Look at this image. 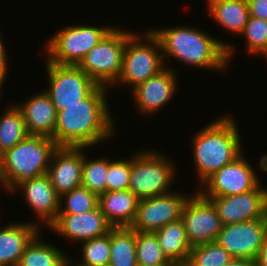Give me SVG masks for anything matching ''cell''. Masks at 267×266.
Listing matches in <instances>:
<instances>
[{
	"label": "cell",
	"mask_w": 267,
	"mask_h": 266,
	"mask_svg": "<svg viewBox=\"0 0 267 266\" xmlns=\"http://www.w3.org/2000/svg\"><path fill=\"white\" fill-rule=\"evenodd\" d=\"M107 90L97 85L80 103L57 112L54 141L58 146L90 149L116 135Z\"/></svg>",
	"instance_id": "1"
},
{
	"label": "cell",
	"mask_w": 267,
	"mask_h": 266,
	"mask_svg": "<svg viewBox=\"0 0 267 266\" xmlns=\"http://www.w3.org/2000/svg\"><path fill=\"white\" fill-rule=\"evenodd\" d=\"M155 28V29H154ZM149 29L159 39L166 67L169 61L179 60L184 66L196 69H209L219 72L226 70L231 57L236 53L235 46L204 32L192 25H175ZM157 28V29H156ZM235 51V53H234ZM233 53V54H232ZM172 58V59H169ZM165 59H168L167 61ZM168 65V66H167Z\"/></svg>",
	"instance_id": "2"
},
{
	"label": "cell",
	"mask_w": 267,
	"mask_h": 266,
	"mask_svg": "<svg viewBox=\"0 0 267 266\" xmlns=\"http://www.w3.org/2000/svg\"><path fill=\"white\" fill-rule=\"evenodd\" d=\"M219 117L199 129L191 139L193 164L197 171L199 187L217 170L244 152L235 117L229 113Z\"/></svg>",
	"instance_id": "3"
},
{
	"label": "cell",
	"mask_w": 267,
	"mask_h": 266,
	"mask_svg": "<svg viewBox=\"0 0 267 266\" xmlns=\"http://www.w3.org/2000/svg\"><path fill=\"white\" fill-rule=\"evenodd\" d=\"M57 148L52 138L29 135L6 150L3 153L1 187L8 194L20 182L47 174Z\"/></svg>",
	"instance_id": "4"
},
{
	"label": "cell",
	"mask_w": 267,
	"mask_h": 266,
	"mask_svg": "<svg viewBox=\"0 0 267 266\" xmlns=\"http://www.w3.org/2000/svg\"><path fill=\"white\" fill-rule=\"evenodd\" d=\"M155 149L140 148L131 154V175L128 189L139 200L155 197L172 191L176 173V162L167 154ZM176 174V175H175Z\"/></svg>",
	"instance_id": "5"
},
{
	"label": "cell",
	"mask_w": 267,
	"mask_h": 266,
	"mask_svg": "<svg viewBox=\"0 0 267 266\" xmlns=\"http://www.w3.org/2000/svg\"><path fill=\"white\" fill-rule=\"evenodd\" d=\"M143 32L144 35L135 31L126 40L122 71L112 87L122 84L132 90L166 68L159 39L150 29Z\"/></svg>",
	"instance_id": "6"
},
{
	"label": "cell",
	"mask_w": 267,
	"mask_h": 266,
	"mask_svg": "<svg viewBox=\"0 0 267 266\" xmlns=\"http://www.w3.org/2000/svg\"><path fill=\"white\" fill-rule=\"evenodd\" d=\"M114 26L69 25L60 28L45 43V58L58 65L77 66Z\"/></svg>",
	"instance_id": "7"
},
{
	"label": "cell",
	"mask_w": 267,
	"mask_h": 266,
	"mask_svg": "<svg viewBox=\"0 0 267 266\" xmlns=\"http://www.w3.org/2000/svg\"><path fill=\"white\" fill-rule=\"evenodd\" d=\"M116 26L77 65L97 85L112 88L122 71L126 40L134 33Z\"/></svg>",
	"instance_id": "8"
},
{
	"label": "cell",
	"mask_w": 267,
	"mask_h": 266,
	"mask_svg": "<svg viewBox=\"0 0 267 266\" xmlns=\"http://www.w3.org/2000/svg\"><path fill=\"white\" fill-rule=\"evenodd\" d=\"M48 83L45 91L50 96L55 109L64 110L67 106L80 103L97 84L78 66L58 65L44 59Z\"/></svg>",
	"instance_id": "9"
},
{
	"label": "cell",
	"mask_w": 267,
	"mask_h": 266,
	"mask_svg": "<svg viewBox=\"0 0 267 266\" xmlns=\"http://www.w3.org/2000/svg\"><path fill=\"white\" fill-rule=\"evenodd\" d=\"M248 159L242 153L234 161L217 170L197 190L204 197H225L256 189L261 184L260 177Z\"/></svg>",
	"instance_id": "10"
},
{
	"label": "cell",
	"mask_w": 267,
	"mask_h": 266,
	"mask_svg": "<svg viewBox=\"0 0 267 266\" xmlns=\"http://www.w3.org/2000/svg\"><path fill=\"white\" fill-rule=\"evenodd\" d=\"M193 192L181 215L191 247L216 241L223 226L213 202L197 189Z\"/></svg>",
	"instance_id": "11"
},
{
	"label": "cell",
	"mask_w": 267,
	"mask_h": 266,
	"mask_svg": "<svg viewBox=\"0 0 267 266\" xmlns=\"http://www.w3.org/2000/svg\"><path fill=\"white\" fill-rule=\"evenodd\" d=\"M172 190L151 198L141 199L137 214L130 226L137 232H156L168 223L181 218L183 207L191 193Z\"/></svg>",
	"instance_id": "12"
},
{
	"label": "cell",
	"mask_w": 267,
	"mask_h": 266,
	"mask_svg": "<svg viewBox=\"0 0 267 266\" xmlns=\"http://www.w3.org/2000/svg\"><path fill=\"white\" fill-rule=\"evenodd\" d=\"M267 234V219L223 225L216 242L233 258L256 260Z\"/></svg>",
	"instance_id": "13"
},
{
	"label": "cell",
	"mask_w": 267,
	"mask_h": 266,
	"mask_svg": "<svg viewBox=\"0 0 267 266\" xmlns=\"http://www.w3.org/2000/svg\"><path fill=\"white\" fill-rule=\"evenodd\" d=\"M225 197H205L215 205L222 225L267 219V187Z\"/></svg>",
	"instance_id": "14"
},
{
	"label": "cell",
	"mask_w": 267,
	"mask_h": 266,
	"mask_svg": "<svg viewBox=\"0 0 267 266\" xmlns=\"http://www.w3.org/2000/svg\"><path fill=\"white\" fill-rule=\"evenodd\" d=\"M16 191H20L27 207L38 217L36 225L42 232L43 227L47 229L56 220L60 208V196L52 186L48 174L20 182L10 194Z\"/></svg>",
	"instance_id": "15"
},
{
	"label": "cell",
	"mask_w": 267,
	"mask_h": 266,
	"mask_svg": "<svg viewBox=\"0 0 267 266\" xmlns=\"http://www.w3.org/2000/svg\"><path fill=\"white\" fill-rule=\"evenodd\" d=\"M177 75L176 69L166 67L157 75L150 77L130 90L131 97H133V102L140 115L153 116L172 101V97L179 89Z\"/></svg>",
	"instance_id": "16"
},
{
	"label": "cell",
	"mask_w": 267,
	"mask_h": 266,
	"mask_svg": "<svg viewBox=\"0 0 267 266\" xmlns=\"http://www.w3.org/2000/svg\"><path fill=\"white\" fill-rule=\"evenodd\" d=\"M48 228L66 240L82 243L108 234L113 226L98 205L86 213H58L56 220Z\"/></svg>",
	"instance_id": "17"
},
{
	"label": "cell",
	"mask_w": 267,
	"mask_h": 266,
	"mask_svg": "<svg viewBox=\"0 0 267 266\" xmlns=\"http://www.w3.org/2000/svg\"><path fill=\"white\" fill-rule=\"evenodd\" d=\"M86 150L88 147L58 146L53 153L47 174L59 196L81 186Z\"/></svg>",
	"instance_id": "18"
},
{
	"label": "cell",
	"mask_w": 267,
	"mask_h": 266,
	"mask_svg": "<svg viewBox=\"0 0 267 266\" xmlns=\"http://www.w3.org/2000/svg\"><path fill=\"white\" fill-rule=\"evenodd\" d=\"M15 103L23 115L29 135L45 136L54 140L57 110L48 93L43 89L25 102Z\"/></svg>",
	"instance_id": "19"
},
{
	"label": "cell",
	"mask_w": 267,
	"mask_h": 266,
	"mask_svg": "<svg viewBox=\"0 0 267 266\" xmlns=\"http://www.w3.org/2000/svg\"><path fill=\"white\" fill-rule=\"evenodd\" d=\"M42 230L32 222H12L0 228V266H17L27 245Z\"/></svg>",
	"instance_id": "20"
},
{
	"label": "cell",
	"mask_w": 267,
	"mask_h": 266,
	"mask_svg": "<svg viewBox=\"0 0 267 266\" xmlns=\"http://www.w3.org/2000/svg\"><path fill=\"white\" fill-rule=\"evenodd\" d=\"M138 202V197L128 189L100 194L98 205L113 227H130L137 214Z\"/></svg>",
	"instance_id": "21"
},
{
	"label": "cell",
	"mask_w": 267,
	"mask_h": 266,
	"mask_svg": "<svg viewBox=\"0 0 267 266\" xmlns=\"http://www.w3.org/2000/svg\"><path fill=\"white\" fill-rule=\"evenodd\" d=\"M207 13L226 32L241 34L249 19L247 0H207Z\"/></svg>",
	"instance_id": "22"
},
{
	"label": "cell",
	"mask_w": 267,
	"mask_h": 266,
	"mask_svg": "<svg viewBox=\"0 0 267 266\" xmlns=\"http://www.w3.org/2000/svg\"><path fill=\"white\" fill-rule=\"evenodd\" d=\"M154 233L165 256L174 265H185L192 247L188 242L183 220L180 218L168 223Z\"/></svg>",
	"instance_id": "23"
},
{
	"label": "cell",
	"mask_w": 267,
	"mask_h": 266,
	"mask_svg": "<svg viewBox=\"0 0 267 266\" xmlns=\"http://www.w3.org/2000/svg\"><path fill=\"white\" fill-rule=\"evenodd\" d=\"M41 234L39 232L27 245L17 266H61L67 260L68 253L51 242L42 241Z\"/></svg>",
	"instance_id": "24"
},
{
	"label": "cell",
	"mask_w": 267,
	"mask_h": 266,
	"mask_svg": "<svg viewBox=\"0 0 267 266\" xmlns=\"http://www.w3.org/2000/svg\"><path fill=\"white\" fill-rule=\"evenodd\" d=\"M136 231L131 227L110 230V265L138 266L136 259Z\"/></svg>",
	"instance_id": "25"
},
{
	"label": "cell",
	"mask_w": 267,
	"mask_h": 266,
	"mask_svg": "<svg viewBox=\"0 0 267 266\" xmlns=\"http://www.w3.org/2000/svg\"><path fill=\"white\" fill-rule=\"evenodd\" d=\"M28 136L22 112L15 103H11L0 114V151L4 153Z\"/></svg>",
	"instance_id": "26"
},
{
	"label": "cell",
	"mask_w": 267,
	"mask_h": 266,
	"mask_svg": "<svg viewBox=\"0 0 267 266\" xmlns=\"http://www.w3.org/2000/svg\"><path fill=\"white\" fill-rule=\"evenodd\" d=\"M135 252L138 266H174L165 256L155 233L136 231Z\"/></svg>",
	"instance_id": "27"
},
{
	"label": "cell",
	"mask_w": 267,
	"mask_h": 266,
	"mask_svg": "<svg viewBox=\"0 0 267 266\" xmlns=\"http://www.w3.org/2000/svg\"><path fill=\"white\" fill-rule=\"evenodd\" d=\"M84 152L81 186L98 196L107 191L108 157L90 158Z\"/></svg>",
	"instance_id": "28"
},
{
	"label": "cell",
	"mask_w": 267,
	"mask_h": 266,
	"mask_svg": "<svg viewBox=\"0 0 267 266\" xmlns=\"http://www.w3.org/2000/svg\"><path fill=\"white\" fill-rule=\"evenodd\" d=\"M233 257L216 241L193 246L185 266H225Z\"/></svg>",
	"instance_id": "29"
},
{
	"label": "cell",
	"mask_w": 267,
	"mask_h": 266,
	"mask_svg": "<svg viewBox=\"0 0 267 266\" xmlns=\"http://www.w3.org/2000/svg\"><path fill=\"white\" fill-rule=\"evenodd\" d=\"M99 196L83 186L60 196L59 213H86L98 206Z\"/></svg>",
	"instance_id": "30"
},
{
	"label": "cell",
	"mask_w": 267,
	"mask_h": 266,
	"mask_svg": "<svg viewBox=\"0 0 267 266\" xmlns=\"http://www.w3.org/2000/svg\"><path fill=\"white\" fill-rule=\"evenodd\" d=\"M79 266H104L110 263V232L81 243Z\"/></svg>",
	"instance_id": "31"
},
{
	"label": "cell",
	"mask_w": 267,
	"mask_h": 266,
	"mask_svg": "<svg viewBox=\"0 0 267 266\" xmlns=\"http://www.w3.org/2000/svg\"><path fill=\"white\" fill-rule=\"evenodd\" d=\"M247 53L258 56L267 48V20L249 17L243 32Z\"/></svg>",
	"instance_id": "32"
},
{
	"label": "cell",
	"mask_w": 267,
	"mask_h": 266,
	"mask_svg": "<svg viewBox=\"0 0 267 266\" xmlns=\"http://www.w3.org/2000/svg\"><path fill=\"white\" fill-rule=\"evenodd\" d=\"M131 175V155L124 159L108 158L107 191L128 190Z\"/></svg>",
	"instance_id": "33"
},
{
	"label": "cell",
	"mask_w": 267,
	"mask_h": 266,
	"mask_svg": "<svg viewBox=\"0 0 267 266\" xmlns=\"http://www.w3.org/2000/svg\"><path fill=\"white\" fill-rule=\"evenodd\" d=\"M1 36H3V34L0 32V94H2L3 86H5L3 84H5V81L7 80L6 77L10 70L8 69V48L5 47V43L3 42L4 39Z\"/></svg>",
	"instance_id": "34"
},
{
	"label": "cell",
	"mask_w": 267,
	"mask_h": 266,
	"mask_svg": "<svg viewBox=\"0 0 267 266\" xmlns=\"http://www.w3.org/2000/svg\"><path fill=\"white\" fill-rule=\"evenodd\" d=\"M249 16L267 20V0H247Z\"/></svg>",
	"instance_id": "35"
},
{
	"label": "cell",
	"mask_w": 267,
	"mask_h": 266,
	"mask_svg": "<svg viewBox=\"0 0 267 266\" xmlns=\"http://www.w3.org/2000/svg\"><path fill=\"white\" fill-rule=\"evenodd\" d=\"M255 262L256 266H267V234L264 237L263 244Z\"/></svg>",
	"instance_id": "36"
},
{
	"label": "cell",
	"mask_w": 267,
	"mask_h": 266,
	"mask_svg": "<svg viewBox=\"0 0 267 266\" xmlns=\"http://www.w3.org/2000/svg\"><path fill=\"white\" fill-rule=\"evenodd\" d=\"M225 266H256L255 260L233 258Z\"/></svg>",
	"instance_id": "37"
},
{
	"label": "cell",
	"mask_w": 267,
	"mask_h": 266,
	"mask_svg": "<svg viewBox=\"0 0 267 266\" xmlns=\"http://www.w3.org/2000/svg\"><path fill=\"white\" fill-rule=\"evenodd\" d=\"M61 266H79L77 263H72V257H68L67 260Z\"/></svg>",
	"instance_id": "38"
},
{
	"label": "cell",
	"mask_w": 267,
	"mask_h": 266,
	"mask_svg": "<svg viewBox=\"0 0 267 266\" xmlns=\"http://www.w3.org/2000/svg\"><path fill=\"white\" fill-rule=\"evenodd\" d=\"M2 165H3V153L0 151V186H1Z\"/></svg>",
	"instance_id": "39"
},
{
	"label": "cell",
	"mask_w": 267,
	"mask_h": 266,
	"mask_svg": "<svg viewBox=\"0 0 267 266\" xmlns=\"http://www.w3.org/2000/svg\"><path fill=\"white\" fill-rule=\"evenodd\" d=\"M262 57L263 58V56H264V58L266 59V61H267V48L259 55V57Z\"/></svg>",
	"instance_id": "40"
}]
</instances>
